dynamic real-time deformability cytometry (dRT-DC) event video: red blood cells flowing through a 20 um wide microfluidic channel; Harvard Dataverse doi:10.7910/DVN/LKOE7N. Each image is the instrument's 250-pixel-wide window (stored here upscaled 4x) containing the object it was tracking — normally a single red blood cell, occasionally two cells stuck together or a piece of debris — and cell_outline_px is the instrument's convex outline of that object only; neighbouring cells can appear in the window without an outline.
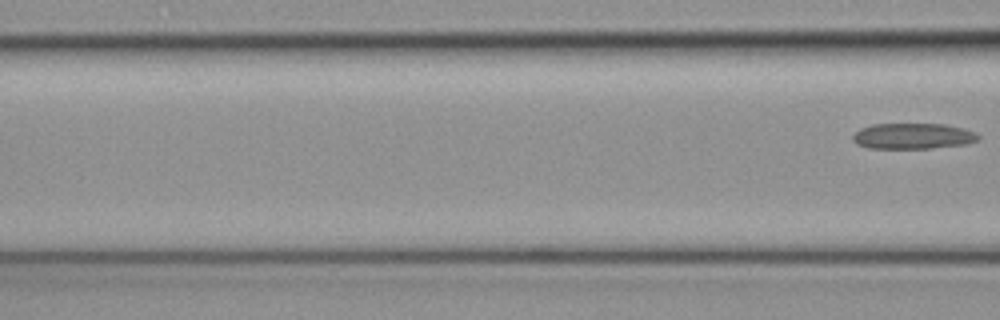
{"species": "common noctule bat (a hibernating species)", "species_latin": "Nyctalus noctula", "temperature_condition": "cold", "stored_images_in_passage": 6, "camera_frame_rate_fps": 3000, "um_per_image_px": 0.085, "animal": {"sex": "female", "body_mass_g": 19.3, "forearm_length_mm": 54.1}, "frame": {"image": 1, "passage_image": 6, "time_ms": 1.667, "image_size_px": [1000, 320], "cell_outline_px": [[980, 140], [968, 144], [932, 148], [868, 148], [856, 144], [852, 140], [852, 136], [860, 128], [872, 124], [944, 124], [976, 132], [980, 136]], "centroid_in_image_um": [77.6, 11.57], "position_along_channel_um": 89.0, "area_um2": 18.96}}